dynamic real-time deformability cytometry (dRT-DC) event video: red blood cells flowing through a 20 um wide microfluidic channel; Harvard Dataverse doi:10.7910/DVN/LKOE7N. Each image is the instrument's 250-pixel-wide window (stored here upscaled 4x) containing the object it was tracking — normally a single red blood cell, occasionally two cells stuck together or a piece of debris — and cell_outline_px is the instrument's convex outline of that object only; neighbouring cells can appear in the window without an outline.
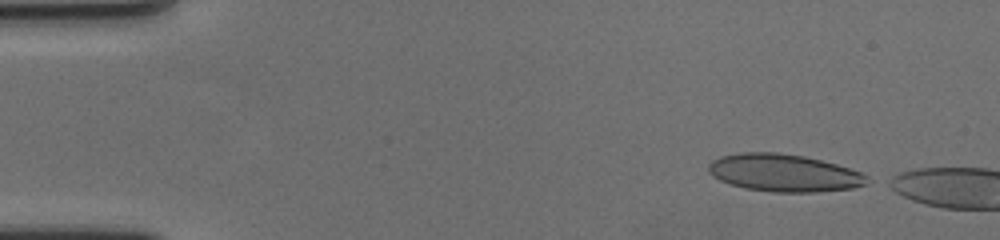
{"species": "human", "species_latin": "Homo sapiens", "temperature_condition": "cold", "stored_images_in_passage": 5, "camera_frame_rate_fps": 3000, "um_per_image_px": 0.085, "donor": {"sex": "female"}, "frame": {"image": 1, "passage_image": 1, "time_ms": 0.0, "image_size_px": [1000, 240], "cell_outline_px": [[876, 180], [868, 184], [852, 188], [816, 192], [776, 192], [744, 188], [720, 180], [712, 176], [708, 172], [708, 164], [712, 160], [720, 156], [740, 152], [776, 152], [804, 156], [836, 164], [860, 172]], "centroid_in_image_um": [66.66, 14.69], "position_along_channel_um": 18.3, "area_um2": 34.85}}